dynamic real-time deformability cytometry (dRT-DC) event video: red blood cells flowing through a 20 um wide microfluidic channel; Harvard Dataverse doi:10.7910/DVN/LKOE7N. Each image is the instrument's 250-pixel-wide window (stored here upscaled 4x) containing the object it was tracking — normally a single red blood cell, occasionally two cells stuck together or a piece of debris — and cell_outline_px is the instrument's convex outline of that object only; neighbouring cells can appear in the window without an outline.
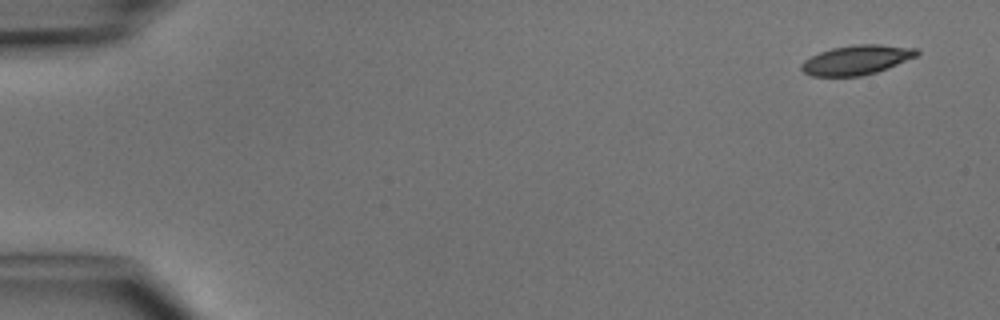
{"species": "common noctule bat (a hibernating species)", "species_latin": "Nyctalus noctula", "temperature_condition": "cold", "stored_images_in_passage": 6, "camera_frame_rate_fps": 3000, "um_per_image_px": 0.085, "animal": {"sex": "male", "body_mass_g": 15.6}, "frame": {"image": 1, "passage_image": 1, "time_ms": 0.0, "image_size_px": [1000, 320], "cell_outline_px": [[920, 52], [916, 56], [888, 68], [876, 72], [860, 76], [812, 76], [804, 72], [800, 68], [800, 64], [804, 60], [820, 52], [832, 48], [856, 44], [880, 44], [916, 48]], "centroid_in_image_um": [72.8, 5.09], "position_along_channel_um": 12.2, "area_um2": 19.77}}
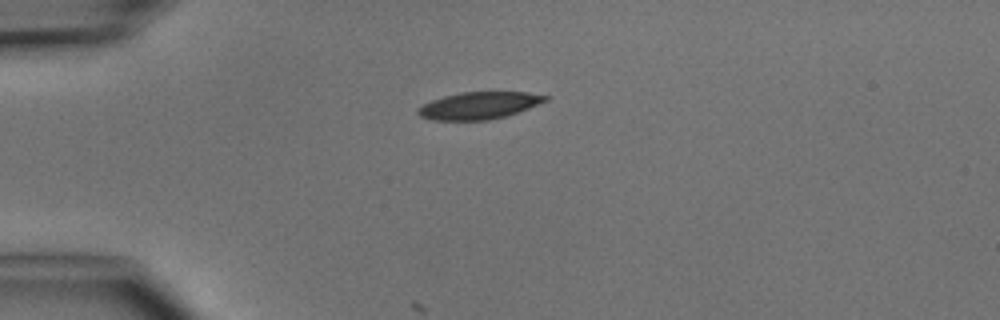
{"frame": {"image": 2, "passage_image": 3, "time_ms": 3.333, "image_size_px": [1000, 320], "cell_outline_px": [[548, 100], [528, 108], [504, 116], [488, 120], [432, 120], [420, 116], [416, 112], [416, 108], [432, 100], [444, 96], [460, 92], [528, 92], [548, 96]], "centroid_in_image_um": [40.68, 8.96], "position_along_channel_um": 44.3, "area_um2": 20.0}}